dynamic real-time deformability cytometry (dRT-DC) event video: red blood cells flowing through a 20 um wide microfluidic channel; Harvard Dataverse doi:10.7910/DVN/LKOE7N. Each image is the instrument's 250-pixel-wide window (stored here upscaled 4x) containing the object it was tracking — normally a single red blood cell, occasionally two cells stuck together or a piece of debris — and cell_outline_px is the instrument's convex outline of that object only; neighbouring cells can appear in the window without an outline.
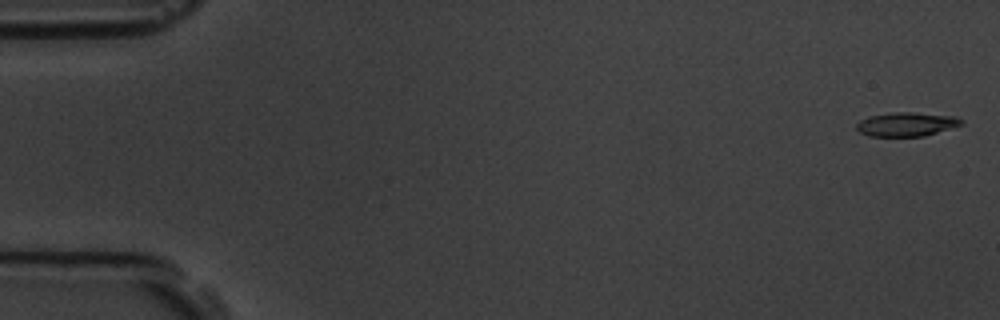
{"species": "common noctule bat (a hibernating species)", "species_latin": "Nyctalus noctula", "temperature_condition": "room temperature", "stored_images_in_passage": 5, "camera_frame_rate_fps": 3000, "um_per_image_px": 0.085, "animal": {"sex": "male", "body_mass_g": 19.5, "forearm_length_mm": 54.6}, "frame": {"image": 1, "passage_image": 1, "time_ms": 0.0, "image_size_px": [1000, 320], "cell_outline_px": [[964, 124], [924, 136], [868, 136], [860, 132], [856, 128], [856, 124], [860, 120], [868, 116], [896, 112], [912, 112], [956, 116], [964, 120]], "centroid_in_image_um": [77.07, 10.56], "position_along_channel_um": 7.9, "area_um2": 14.68}}
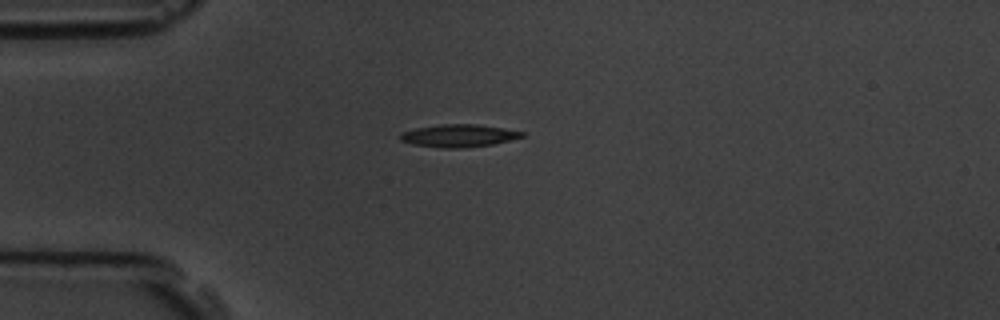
{"frame": {"image": 2, "passage_image": 4, "time_ms": 4.333, "image_size_px": [1000, 320], "cell_outline_px": [[524, 136], [492, 144], [464, 148], [440, 148], [412, 144], [400, 140], [400, 132], [416, 128], [440, 124], [476, 124], [504, 128], [524, 132]], "centroid_in_image_um": [38.95, 11.53], "position_along_channel_um": 46.1, "area_um2": 16.01}}